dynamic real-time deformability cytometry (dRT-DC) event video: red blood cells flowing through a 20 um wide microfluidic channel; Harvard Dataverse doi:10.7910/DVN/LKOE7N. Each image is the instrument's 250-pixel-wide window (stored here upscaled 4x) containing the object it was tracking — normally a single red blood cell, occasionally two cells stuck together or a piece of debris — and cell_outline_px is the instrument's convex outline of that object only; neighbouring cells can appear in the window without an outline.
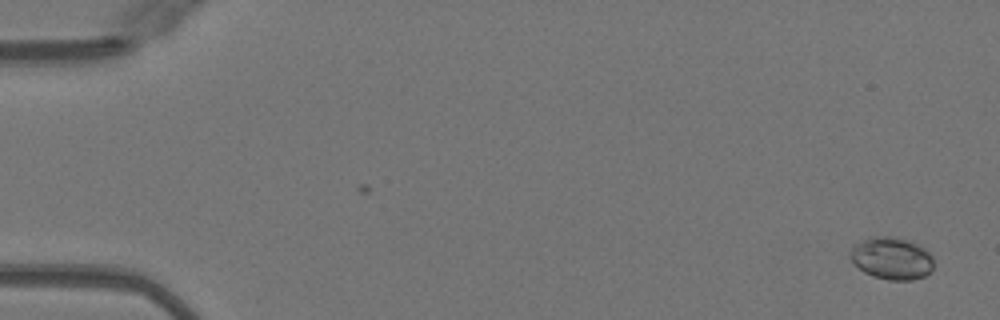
{"species": "Egyptian fruit bat (a non-hibernating species)", "species_latin": "Rousettus aegyptiacus", "temperature_condition": "warm", "stored_images_in_passage": 8, "camera_frame_rate_fps": 3000, "um_per_image_px": 0.085, "animal": {"sex": "female"}, "frame": {"image": 1, "passage_image": 2, "time_ms": 0.333, "image_size_px": [1000, 320], "cell_outline_px": [[932, 272], [924, 276], [912, 280], [888, 280], [872, 276], [864, 272], [852, 260], [852, 248], [856, 244], [872, 236], [888, 236], [908, 240], [924, 248], [932, 256]], "centroid_in_image_um": [75.83, 21.97], "position_along_channel_um": 9.2, "area_um2": 20.23}}